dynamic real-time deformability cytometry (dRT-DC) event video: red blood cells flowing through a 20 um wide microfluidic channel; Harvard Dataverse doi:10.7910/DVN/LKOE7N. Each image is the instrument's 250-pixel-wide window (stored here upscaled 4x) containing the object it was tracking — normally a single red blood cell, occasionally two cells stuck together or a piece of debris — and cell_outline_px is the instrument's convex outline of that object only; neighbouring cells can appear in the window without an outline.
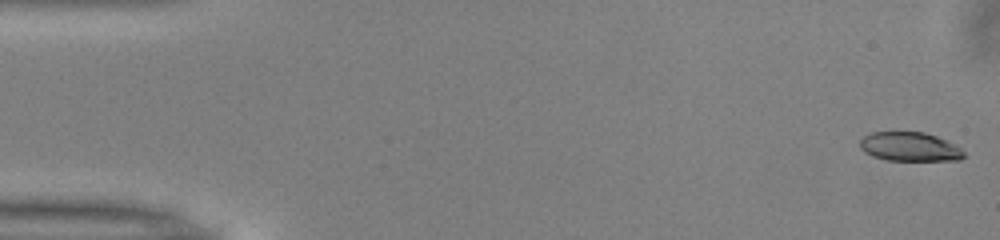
{"species": "common noctule bat (a hibernating species)", "species_latin": "Nyctalus noctula", "temperature_condition": "warm", "stored_images_in_passage": 14, "camera_frame_rate_fps": 3000, "um_per_image_px": 0.085, "animal": {"sex": "male", "body_mass_g": 13.0, "forearm_length_mm": 53.1}, "frame": {"image": 1, "passage_image": 1, "time_ms": 0.0, "image_size_px": [1000, 240], "cell_outline_px": [[964, 156], [960, 160], [888, 160], [872, 156], [864, 152], [860, 148], [860, 140], [864, 136], [872, 132], [924, 132], [936, 136], [960, 148], [964, 152]], "centroid_in_image_um": [77.29, 12.47], "position_along_channel_um": 7.7, "area_um2": 17.4}}
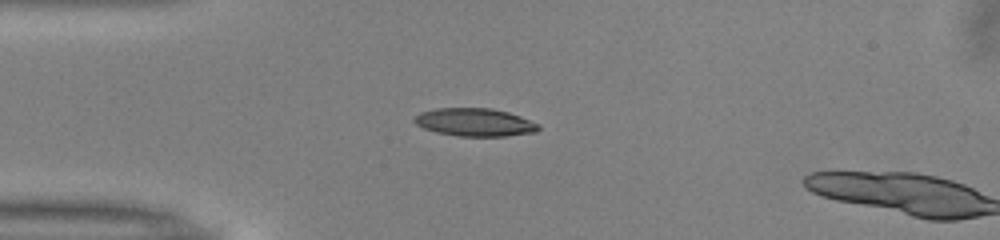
{"frame": {"image": 2, "passage_image": 13, "time_ms": 4.0, "image_size_px": [1000, 240], "cell_outline_px": [[540, 128], [536, 132], [508, 136], [460, 136], [436, 132], [424, 128], [416, 124], [412, 120], [420, 112], [436, 108], [492, 108], [508, 112], [520, 116], [540, 124]], "centroid_in_image_um": [40.37, 10.39], "position_along_channel_um": 44.6, "area_um2": 20.29}}